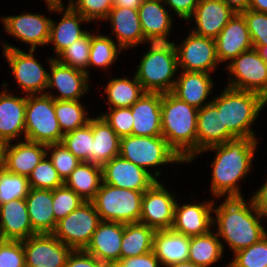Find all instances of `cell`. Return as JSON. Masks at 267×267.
I'll list each match as a JSON object with an SVG mask.
<instances>
[{
	"instance_id": "6da1fadb",
	"label": "cell",
	"mask_w": 267,
	"mask_h": 267,
	"mask_svg": "<svg viewBox=\"0 0 267 267\" xmlns=\"http://www.w3.org/2000/svg\"><path fill=\"white\" fill-rule=\"evenodd\" d=\"M257 146L256 138L236 137L223 144L209 147L198 154L210 149L216 151L212 162L211 191L215 197H242L236 185L238 180L247 176Z\"/></svg>"
},
{
	"instance_id": "7a4b0ae2",
	"label": "cell",
	"mask_w": 267,
	"mask_h": 267,
	"mask_svg": "<svg viewBox=\"0 0 267 267\" xmlns=\"http://www.w3.org/2000/svg\"><path fill=\"white\" fill-rule=\"evenodd\" d=\"M225 200L219 207L213 208L216 213L213 223L218 225V237H222L234 253L259 242L267 235L265 227L260 223L264 216L255 208L252 199L248 206L243 197H226Z\"/></svg>"
},
{
	"instance_id": "3957f363",
	"label": "cell",
	"mask_w": 267,
	"mask_h": 267,
	"mask_svg": "<svg viewBox=\"0 0 267 267\" xmlns=\"http://www.w3.org/2000/svg\"><path fill=\"white\" fill-rule=\"evenodd\" d=\"M197 116V108L171 92L162 93V136L185 162L197 155Z\"/></svg>"
},
{
	"instance_id": "277c9868",
	"label": "cell",
	"mask_w": 267,
	"mask_h": 267,
	"mask_svg": "<svg viewBox=\"0 0 267 267\" xmlns=\"http://www.w3.org/2000/svg\"><path fill=\"white\" fill-rule=\"evenodd\" d=\"M221 111L223 127L235 137L255 138L251 124L257 118L267 100L256 92L233 89L227 86L211 101Z\"/></svg>"
},
{
	"instance_id": "5b68a950",
	"label": "cell",
	"mask_w": 267,
	"mask_h": 267,
	"mask_svg": "<svg viewBox=\"0 0 267 267\" xmlns=\"http://www.w3.org/2000/svg\"><path fill=\"white\" fill-rule=\"evenodd\" d=\"M143 192L101 183L92 203L101 221L122 224L140 220Z\"/></svg>"
},
{
	"instance_id": "8992f818",
	"label": "cell",
	"mask_w": 267,
	"mask_h": 267,
	"mask_svg": "<svg viewBox=\"0 0 267 267\" xmlns=\"http://www.w3.org/2000/svg\"><path fill=\"white\" fill-rule=\"evenodd\" d=\"M63 133L54 111V99L46 94L27 95L25 139L45 145L61 143Z\"/></svg>"
},
{
	"instance_id": "52a82bcc",
	"label": "cell",
	"mask_w": 267,
	"mask_h": 267,
	"mask_svg": "<svg viewBox=\"0 0 267 267\" xmlns=\"http://www.w3.org/2000/svg\"><path fill=\"white\" fill-rule=\"evenodd\" d=\"M119 155L148 172L147 167L185 162L162 135L121 137Z\"/></svg>"
},
{
	"instance_id": "ba28073f",
	"label": "cell",
	"mask_w": 267,
	"mask_h": 267,
	"mask_svg": "<svg viewBox=\"0 0 267 267\" xmlns=\"http://www.w3.org/2000/svg\"><path fill=\"white\" fill-rule=\"evenodd\" d=\"M100 221L92 201H85L59 220L52 234L72 250H85Z\"/></svg>"
},
{
	"instance_id": "9c48e42d",
	"label": "cell",
	"mask_w": 267,
	"mask_h": 267,
	"mask_svg": "<svg viewBox=\"0 0 267 267\" xmlns=\"http://www.w3.org/2000/svg\"><path fill=\"white\" fill-rule=\"evenodd\" d=\"M234 77L230 88L256 92L267 100V62L255 48L242 52L227 66Z\"/></svg>"
},
{
	"instance_id": "30bf717a",
	"label": "cell",
	"mask_w": 267,
	"mask_h": 267,
	"mask_svg": "<svg viewBox=\"0 0 267 267\" xmlns=\"http://www.w3.org/2000/svg\"><path fill=\"white\" fill-rule=\"evenodd\" d=\"M178 69V56L165 53H147L141 59L136 78L145 92H172L176 79L172 80Z\"/></svg>"
},
{
	"instance_id": "8fae6325",
	"label": "cell",
	"mask_w": 267,
	"mask_h": 267,
	"mask_svg": "<svg viewBox=\"0 0 267 267\" xmlns=\"http://www.w3.org/2000/svg\"><path fill=\"white\" fill-rule=\"evenodd\" d=\"M3 45L5 58L21 89L28 92L27 95L44 94L42 92L48 86L49 73L33 57L34 50L26 53L6 43Z\"/></svg>"
},
{
	"instance_id": "7c38bea8",
	"label": "cell",
	"mask_w": 267,
	"mask_h": 267,
	"mask_svg": "<svg viewBox=\"0 0 267 267\" xmlns=\"http://www.w3.org/2000/svg\"><path fill=\"white\" fill-rule=\"evenodd\" d=\"M159 175L160 171L153 175L120 155L102 166L103 183L141 192L148 190L156 182Z\"/></svg>"
},
{
	"instance_id": "4fadbf2b",
	"label": "cell",
	"mask_w": 267,
	"mask_h": 267,
	"mask_svg": "<svg viewBox=\"0 0 267 267\" xmlns=\"http://www.w3.org/2000/svg\"><path fill=\"white\" fill-rule=\"evenodd\" d=\"M175 197L156 180L143 192L140 223L155 230L171 229L174 222Z\"/></svg>"
},
{
	"instance_id": "5bb4252c",
	"label": "cell",
	"mask_w": 267,
	"mask_h": 267,
	"mask_svg": "<svg viewBox=\"0 0 267 267\" xmlns=\"http://www.w3.org/2000/svg\"><path fill=\"white\" fill-rule=\"evenodd\" d=\"M25 266L65 267L72 249L53 234H36L23 240Z\"/></svg>"
},
{
	"instance_id": "9a60e30c",
	"label": "cell",
	"mask_w": 267,
	"mask_h": 267,
	"mask_svg": "<svg viewBox=\"0 0 267 267\" xmlns=\"http://www.w3.org/2000/svg\"><path fill=\"white\" fill-rule=\"evenodd\" d=\"M219 63L215 39L193 32L178 45V65L183 71L210 73Z\"/></svg>"
},
{
	"instance_id": "2e32d148",
	"label": "cell",
	"mask_w": 267,
	"mask_h": 267,
	"mask_svg": "<svg viewBox=\"0 0 267 267\" xmlns=\"http://www.w3.org/2000/svg\"><path fill=\"white\" fill-rule=\"evenodd\" d=\"M50 11L63 12L58 24L51 20L48 43L54 44L55 53L58 55L74 41L83 37L88 31L80 28V22L87 21L80 13L75 12L69 5L64 9L61 0H45Z\"/></svg>"
},
{
	"instance_id": "e0dca14e",
	"label": "cell",
	"mask_w": 267,
	"mask_h": 267,
	"mask_svg": "<svg viewBox=\"0 0 267 267\" xmlns=\"http://www.w3.org/2000/svg\"><path fill=\"white\" fill-rule=\"evenodd\" d=\"M124 224L100 221L85 251L108 267L120 260Z\"/></svg>"
},
{
	"instance_id": "ac0fdd59",
	"label": "cell",
	"mask_w": 267,
	"mask_h": 267,
	"mask_svg": "<svg viewBox=\"0 0 267 267\" xmlns=\"http://www.w3.org/2000/svg\"><path fill=\"white\" fill-rule=\"evenodd\" d=\"M50 72L48 89L57 88L60 95L54 97L49 92L44 94L54 100H79L88 90V76L86 72L59 63L55 58H49Z\"/></svg>"
},
{
	"instance_id": "d6986e66",
	"label": "cell",
	"mask_w": 267,
	"mask_h": 267,
	"mask_svg": "<svg viewBox=\"0 0 267 267\" xmlns=\"http://www.w3.org/2000/svg\"><path fill=\"white\" fill-rule=\"evenodd\" d=\"M2 21L6 32L30 44V50L35 51L37 45H45L49 41L51 19L43 15L27 13L7 16Z\"/></svg>"
},
{
	"instance_id": "ffe728a7",
	"label": "cell",
	"mask_w": 267,
	"mask_h": 267,
	"mask_svg": "<svg viewBox=\"0 0 267 267\" xmlns=\"http://www.w3.org/2000/svg\"><path fill=\"white\" fill-rule=\"evenodd\" d=\"M161 103L162 93L144 92L131 106L133 115L132 135L161 136Z\"/></svg>"
},
{
	"instance_id": "44dd1931",
	"label": "cell",
	"mask_w": 267,
	"mask_h": 267,
	"mask_svg": "<svg viewBox=\"0 0 267 267\" xmlns=\"http://www.w3.org/2000/svg\"><path fill=\"white\" fill-rule=\"evenodd\" d=\"M219 62L233 60L242 52L253 48L247 23L241 13H235L215 38Z\"/></svg>"
},
{
	"instance_id": "7402d4cb",
	"label": "cell",
	"mask_w": 267,
	"mask_h": 267,
	"mask_svg": "<svg viewBox=\"0 0 267 267\" xmlns=\"http://www.w3.org/2000/svg\"><path fill=\"white\" fill-rule=\"evenodd\" d=\"M214 201L200 204H184L174 207V222L172 230L189 237L208 233L212 227L213 217L211 211L215 208Z\"/></svg>"
},
{
	"instance_id": "603a6c76",
	"label": "cell",
	"mask_w": 267,
	"mask_h": 267,
	"mask_svg": "<svg viewBox=\"0 0 267 267\" xmlns=\"http://www.w3.org/2000/svg\"><path fill=\"white\" fill-rule=\"evenodd\" d=\"M45 148V149H44ZM47 145L25 139L14 145H4L3 167L13 174L28 178L34 167L48 156Z\"/></svg>"
},
{
	"instance_id": "cb8c5ba5",
	"label": "cell",
	"mask_w": 267,
	"mask_h": 267,
	"mask_svg": "<svg viewBox=\"0 0 267 267\" xmlns=\"http://www.w3.org/2000/svg\"><path fill=\"white\" fill-rule=\"evenodd\" d=\"M235 12L223 0H199L192 16L197 28L192 32L215 39Z\"/></svg>"
},
{
	"instance_id": "d4e9b609",
	"label": "cell",
	"mask_w": 267,
	"mask_h": 267,
	"mask_svg": "<svg viewBox=\"0 0 267 267\" xmlns=\"http://www.w3.org/2000/svg\"><path fill=\"white\" fill-rule=\"evenodd\" d=\"M0 239L25 240L36 235L31 225L25 198L0 205Z\"/></svg>"
},
{
	"instance_id": "484cf974",
	"label": "cell",
	"mask_w": 267,
	"mask_h": 267,
	"mask_svg": "<svg viewBox=\"0 0 267 267\" xmlns=\"http://www.w3.org/2000/svg\"><path fill=\"white\" fill-rule=\"evenodd\" d=\"M236 138L227 127H223L221 111L210 101L198 109L197 154L209 147L220 145Z\"/></svg>"
},
{
	"instance_id": "4316f807",
	"label": "cell",
	"mask_w": 267,
	"mask_h": 267,
	"mask_svg": "<svg viewBox=\"0 0 267 267\" xmlns=\"http://www.w3.org/2000/svg\"><path fill=\"white\" fill-rule=\"evenodd\" d=\"M0 94V141L4 144L24 134L26 97H17L6 90Z\"/></svg>"
},
{
	"instance_id": "83f0119b",
	"label": "cell",
	"mask_w": 267,
	"mask_h": 267,
	"mask_svg": "<svg viewBox=\"0 0 267 267\" xmlns=\"http://www.w3.org/2000/svg\"><path fill=\"white\" fill-rule=\"evenodd\" d=\"M25 200L34 232L52 234L57 224L52 208L53 190L30 188Z\"/></svg>"
},
{
	"instance_id": "f1b7e54d",
	"label": "cell",
	"mask_w": 267,
	"mask_h": 267,
	"mask_svg": "<svg viewBox=\"0 0 267 267\" xmlns=\"http://www.w3.org/2000/svg\"><path fill=\"white\" fill-rule=\"evenodd\" d=\"M182 75L175 81L172 94L179 100L189 105L201 109L207 104L203 102L207 99L213 88V81L210 73L183 71Z\"/></svg>"
},
{
	"instance_id": "f546056e",
	"label": "cell",
	"mask_w": 267,
	"mask_h": 267,
	"mask_svg": "<svg viewBox=\"0 0 267 267\" xmlns=\"http://www.w3.org/2000/svg\"><path fill=\"white\" fill-rule=\"evenodd\" d=\"M190 237L174 232L172 229L156 230L153 252L160 265L168 266L189 259Z\"/></svg>"
},
{
	"instance_id": "4dcf8cb0",
	"label": "cell",
	"mask_w": 267,
	"mask_h": 267,
	"mask_svg": "<svg viewBox=\"0 0 267 267\" xmlns=\"http://www.w3.org/2000/svg\"><path fill=\"white\" fill-rule=\"evenodd\" d=\"M112 24L113 33L117 36L122 49L142 43L143 31L138 10L125 7H112L106 18Z\"/></svg>"
},
{
	"instance_id": "1f68e13d",
	"label": "cell",
	"mask_w": 267,
	"mask_h": 267,
	"mask_svg": "<svg viewBox=\"0 0 267 267\" xmlns=\"http://www.w3.org/2000/svg\"><path fill=\"white\" fill-rule=\"evenodd\" d=\"M92 164L103 166L119 156L120 137L100 115L92 119Z\"/></svg>"
},
{
	"instance_id": "d6a6232c",
	"label": "cell",
	"mask_w": 267,
	"mask_h": 267,
	"mask_svg": "<svg viewBox=\"0 0 267 267\" xmlns=\"http://www.w3.org/2000/svg\"><path fill=\"white\" fill-rule=\"evenodd\" d=\"M102 178V167L90 162H80L64 181V184L72 189L85 201H92L98 192Z\"/></svg>"
},
{
	"instance_id": "836d02e7",
	"label": "cell",
	"mask_w": 267,
	"mask_h": 267,
	"mask_svg": "<svg viewBox=\"0 0 267 267\" xmlns=\"http://www.w3.org/2000/svg\"><path fill=\"white\" fill-rule=\"evenodd\" d=\"M156 230L137 222L124 224L120 259L144 255L153 251Z\"/></svg>"
},
{
	"instance_id": "e575fe53",
	"label": "cell",
	"mask_w": 267,
	"mask_h": 267,
	"mask_svg": "<svg viewBox=\"0 0 267 267\" xmlns=\"http://www.w3.org/2000/svg\"><path fill=\"white\" fill-rule=\"evenodd\" d=\"M162 2L163 0H144L139 7L138 15L144 36L170 32L172 19Z\"/></svg>"
},
{
	"instance_id": "d590c367",
	"label": "cell",
	"mask_w": 267,
	"mask_h": 267,
	"mask_svg": "<svg viewBox=\"0 0 267 267\" xmlns=\"http://www.w3.org/2000/svg\"><path fill=\"white\" fill-rule=\"evenodd\" d=\"M211 230L203 235L190 237L188 261L201 267H208L222 257L224 245Z\"/></svg>"
},
{
	"instance_id": "8d00e7d4",
	"label": "cell",
	"mask_w": 267,
	"mask_h": 267,
	"mask_svg": "<svg viewBox=\"0 0 267 267\" xmlns=\"http://www.w3.org/2000/svg\"><path fill=\"white\" fill-rule=\"evenodd\" d=\"M109 108L131 107L145 92L141 83L134 79L114 78L108 82L105 90Z\"/></svg>"
},
{
	"instance_id": "74e56055",
	"label": "cell",
	"mask_w": 267,
	"mask_h": 267,
	"mask_svg": "<svg viewBox=\"0 0 267 267\" xmlns=\"http://www.w3.org/2000/svg\"><path fill=\"white\" fill-rule=\"evenodd\" d=\"M54 111L63 134L85 126L90 120L79 100H54Z\"/></svg>"
},
{
	"instance_id": "f35d334b",
	"label": "cell",
	"mask_w": 267,
	"mask_h": 267,
	"mask_svg": "<svg viewBox=\"0 0 267 267\" xmlns=\"http://www.w3.org/2000/svg\"><path fill=\"white\" fill-rule=\"evenodd\" d=\"M92 118L85 126L63 135L62 143L81 162L92 163Z\"/></svg>"
},
{
	"instance_id": "ab89813d",
	"label": "cell",
	"mask_w": 267,
	"mask_h": 267,
	"mask_svg": "<svg viewBox=\"0 0 267 267\" xmlns=\"http://www.w3.org/2000/svg\"><path fill=\"white\" fill-rule=\"evenodd\" d=\"M108 36L91 34V46L89 52V66L104 68L112 65L120 54L121 47Z\"/></svg>"
},
{
	"instance_id": "60d3db41",
	"label": "cell",
	"mask_w": 267,
	"mask_h": 267,
	"mask_svg": "<svg viewBox=\"0 0 267 267\" xmlns=\"http://www.w3.org/2000/svg\"><path fill=\"white\" fill-rule=\"evenodd\" d=\"M90 46L91 33L87 32L83 37L65 48L56 60L63 65L84 71L89 75L88 70L85 69L89 63Z\"/></svg>"
},
{
	"instance_id": "b9f144b4",
	"label": "cell",
	"mask_w": 267,
	"mask_h": 267,
	"mask_svg": "<svg viewBox=\"0 0 267 267\" xmlns=\"http://www.w3.org/2000/svg\"><path fill=\"white\" fill-rule=\"evenodd\" d=\"M30 190L28 178L13 174L5 167L0 168V205L15 199H22Z\"/></svg>"
},
{
	"instance_id": "7bdbcfd3",
	"label": "cell",
	"mask_w": 267,
	"mask_h": 267,
	"mask_svg": "<svg viewBox=\"0 0 267 267\" xmlns=\"http://www.w3.org/2000/svg\"><path fill=\"white\" fill-rule=\"evenodd\" d=\"M45 156L28 176L30 188L54 190L62 185L64 181L59 176L50 159Z\"/></svg>"
},
{
	"instance_id": "ee69618b",
	"label": "cell",
	"mask_w": 267,
	"mask_h": 267,
	"mask_svg": "<svg viewBox=\"0 0 267 267\" xmlns=\"http://www.w3.org/2000/svg\"><path fill=\"white\" fill-rule=\"evenodd\" d=\"M228 267H265L267 265V235L259 242L237 251Z\"/></svg>"
},
{
	"instance_id": "f6af8a7d",
	"label": "cell",
	"mask_w": 267,
	"mask_h": 267,
	"mask_svg": "<svg viewBox=\"0 0 267 267\" xmlns=\"http://www.w3.org/2000/svg\"><path fill=\"white\" fill-rule=\"evenodd\" d=\"M85 202L65 184L53 190V213L58 222Z\"/></svg>"
},
{
	"instance_id": "bcb514c9",
	"label": "cell",
	"mask_w": 267,
	"mask_h": 267,
	"mask_svg": "<svg viewBox=\"0 0 267 267\" xmlns=\"http://www.w3.org/2000/svg\"><path fill=\"white\" fill-rule=\"evenodd\" d=\"M47 149L51 150L49 159L52 161L54 168L61 179L65 181L81 161L77 159L62 142L49 144L47 145ZM52 149L54 150L52 151Z\"/></svg>"
},
{
	"instance_id": "7dc6e473",
	"label": "cell",
	"mask_w": 267,
	"mask_h": 267,
	"mask_svg": "<svg viewBox=\"0 0 267 267\" xmlns=\"http://www.w3.org/2000/svg\"><path fill=\"white\" fill-rule=\"evenodd\" d=\"M69 6L88 21L106 19L113 7V0H70Z\"/></svg>"
},
{
	"instance_id": "c3c4849f",
	"label": "cell",
	"mask_w": 267,
	"mask_h": 267,
	"mask_svg": "<svg viewBox=\"0 0 267 267\" xmlns=\"http://www.w3.org/2000/svg\"><path fill=\"white\" fill-rule=\"evenodd\" d=\"M101 116L120 138L132 135L133 115L131 107L110 108L107 114Z\"/></svg>"
},
{
	"instance_id": "681fc988",
	"label": "cell",
	"mask_w": 267,
	"mask_h": 267,
	"mask_svg": "<svg viewBox=\"0 0 267 267\" xmlns=\"http://www.w3.org/2000/svg\"><path fill=\"white\" fill-rule=\"evenodd\" d=\"M241 14L246 20L253 46H266L267 13H259L248 9Z\"/></svg>"
},
{
	"instance_id": "f907efd6",
	"label": "cell",
	"mask_w": 267,
	"mask_h": 267,
	"mask_svg": "<svg viewBox=\"0 0 267 267\" xmlns=\"http://www.w3.org/2000/svg\"><path fill=\"white\" fill-rule=\"evenodd\" d=\"M0 267H25L23 240L0 239Z\"/></svg>"
},
{
	"instance_id": "816d5d0a",
	"label": "cell",
	"mask_w": 267,
	"mask_h": 267,
	"mask_svg": "<svg viewBox=\"0 0 267 267\" xmlns=\"http://www.w3.org/2000/svg\"><path fill=\"white\" fill-rule=\"evenodd\" d=\"M169 33L157 34V35H146L143 36L142 43L148 41L151 48L147 53H165L172 56H178V46L174 42L168 41L166 38Z\"/></svg>"
},
{
	"instance_id": "f5cc1de1",
	"label": "cell",
	"mask_w": 267,
	"mask_h": 267,
	"mask_svg": "<svg viewBox=\"0 0 267 267\" xmlns=\"http://www.w3.org/2000/svg\"><path fill=\"white\" fill-rule=\"evenodd\" d=\"M65 267H108L85 250H72Z\"/></svg>"
},
{
	"instance_id": "db71d44e",
	"label": "cell",
	"mask_w": 267,
	"mask_h": 267,
	"mask_svg": "<svg viewBox=\"0 0 267 267\" xmlns=\"http://www.w3.org/2000/svg\"><path fill=\"white\" fill-rule=\"evenodd\" d=\"M160 261L153 251L140 256L120 259L113 267H159Z\"/></svg>"
},
{
	"instance_id": "11a10c76",
	"label": "cell",
	"mask_w": 267,
	"mask_h": 267,
	"mask_svg": "<svg viewBox=\"0 0 267 267\" xmlns=\"http://www.w3.org/2000/svg\"><path fill=\"white\" fill-rule=\"evenodd\" d=\"M165 5L175 11L182 19L189 20L197 7L199 0H163Z\"/></svg>"
},
{
	"instance_id": "9f6ffc18",
	"label": "cell",
	"mask_w": 267,
	"mask_h": 267,
	"mask_svg": "<svg viewBox=\"0 0 267 267\" xmlns=\"http://www.w3.org/2000/svg\"><path fill=\"white\" fill-rule=\"evenodd\" d=\"M255 208L267 218V181L251 198Z\"/></svg>"
},
{
	"instance_id": "6f0895ef",
	"label": "cell",
	"mask_w": 267,
	"mask_h": 267,
	"mask_svg": "<svg viewBox=\"0 0 267 267\" xmlns=\"http://www.w3.org/2000/svg\"><path fill=\"white\" fill-rule=\"evenodd\" d=\"M235 13H242L249 9L250 0H223Z\"/></svg>"
},
{
	"instance_id": "680465c9",
	"label": "cell",
	"mask_w": 267,
	"mask_h": 267,
	"mask_svg": "<svg viewBox=\"0 0 267 267\" xmlns=\"http://www.w3.org/2000/svg\"><path fill=\"white\" fill-rule=\"evenodd\" d=\"M144 0H113V7H125L138 10Z\"/></svg>"
},
{
	"instance_id": "91938a15",
	"label": "cell",
	"mask_w": 267,
	"mask_h": 267,
	"mask_svg": "<svg viewBox=\"0 0 267 267\" xmlns=\"http://www.w3.org/2000/svg\"><path fill=\"white\" fill-rule=\"evenodd\" d=\"M249 9L259 13H267V0H250Z\"/></svg>"
},
{
	"instance_id": "94428289",
	"label": "cell",
	"mask_w": 267,
	"mask_h": 267,
	"mask_svg": "<svg viewBox=\"0 0 267 267\" xmlns=\"http://www.w3.org/2000/svg\"><path fill=\"white\" fill-rule=\"evenodd\" d=\"M166 267H201V266L195 265L190 261H185V262L174 263Z\"/></svg>"
},
{
	"instance_id": "6125c7cd",
	"label": "cell",
	"mask_w": 267,
	"mask_h": 267,
	"mask_svg": "<svg viewBox=\"0 0 267 267\" xmlns=\"http://www.w3.org/2000/svg\"><path fill=\"white\" fill-rule=\"evenodd\" d=\"M259 55L267 62V45L266 46H253Z\"/></svg>"
},
{
	"instance_id": "be15d7a7",
	"label": "cell",
	"mask_w": 267,
	"mask_h": 267,
	"mask_svg": "<svg viewBox=\"0 0 267 267\" xmlns=\"http://www.w3.org/2000/svg\"><path fill=\"white\" fill-rule=\"evenodd\" d=\"M4 145L5 144L0 141V168L3 166Z\"/></svg>"
}]
</instances>
